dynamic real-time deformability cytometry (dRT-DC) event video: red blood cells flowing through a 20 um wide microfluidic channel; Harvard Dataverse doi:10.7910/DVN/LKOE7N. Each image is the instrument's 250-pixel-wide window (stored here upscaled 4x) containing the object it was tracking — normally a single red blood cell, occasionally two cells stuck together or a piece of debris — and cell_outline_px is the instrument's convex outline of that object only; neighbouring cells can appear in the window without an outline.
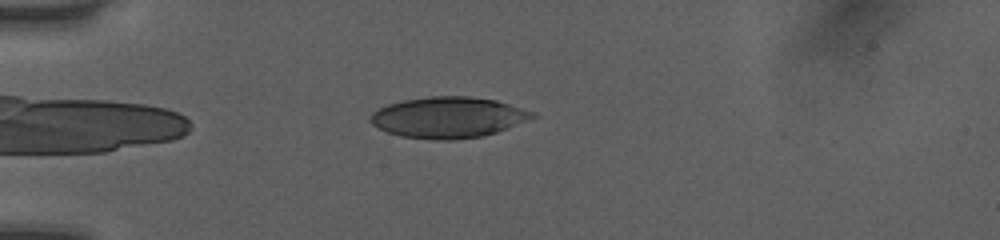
{"species": "human", "species_latin": "Homo sapiens", "temperature_condition": "room temperature", "stored_images_in_passage": 26, "camera_frame_rate_fps": 3000, "um_per_image_px": 0.085, "donor": {"sex": "female"}, "frame": {"image": 1, "passage_image": 2, "time_ms": 0.333, "image_size_px": [1000, 240], "cell_outline_px": [[536, 116], [496, 132], [480, 136], [452, 140], [432, 140], [400, 136], [388, 132], [372, 124], [368, 120], [368, 116], [372, 112], [388, 104], [404, 100], [428, 96], [468, 96], [496, 100], [536, 112]], "centroid_in_image_um": [38.06, 9.97], "position_along_channel_um": 46.9, "area_um2": 38.55}}
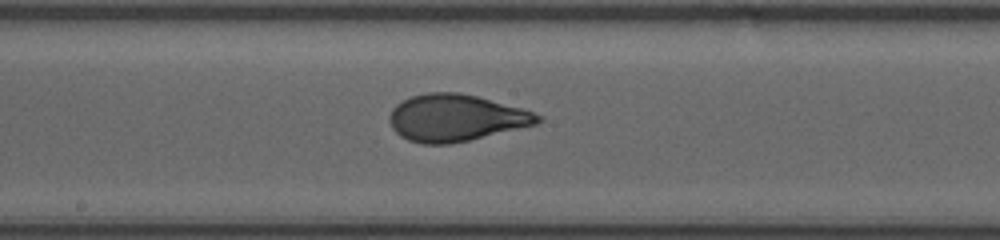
{"frame": {"image": 2, "passage_image": 13, "time_ms": 4.0, "image_size_px": [1000, 240], "cell_outline_px": [[544, 120], [536, 124], [468, 140], [448, 144], [424, 144], [408, 140], [400, 136], [392, 128], [388, 116], [392, 108], [396, 104], [412, 96], [428, 92], [456, 92], [476, 96], [520, 108], [544, 116]], "centroid_in_image_um": [38.71, 10.02], "position_along_channel_um": 209.5, "area_um2": 40.17}}
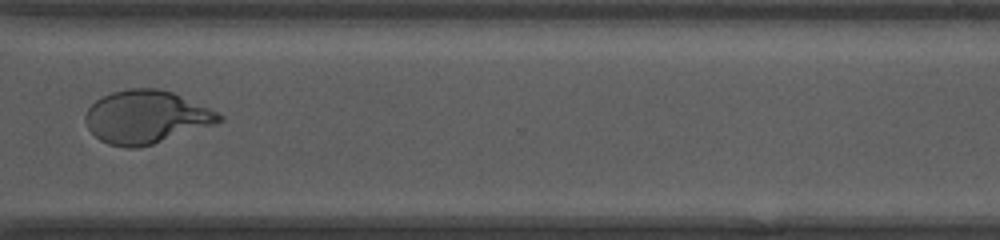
{"frame": {"image": 3, "passage_image": 21, "time_ms": 6.667, "image_size_px": [1000, 240], "cell_outline_px": [[224, 120], [140, 148], [124, 148], [108, 144], [100, 140], [88, 128], [84, 120], [84, 116], [88, 108], [96, 100], [112, 92], [128, 88], [160, 88], [172, 92], [208, 108], [224, 116]], "centroid_in_image_um": [12.37, 9.94], "position_along_channel_um": 358.2, "area_um2": 40.86}}